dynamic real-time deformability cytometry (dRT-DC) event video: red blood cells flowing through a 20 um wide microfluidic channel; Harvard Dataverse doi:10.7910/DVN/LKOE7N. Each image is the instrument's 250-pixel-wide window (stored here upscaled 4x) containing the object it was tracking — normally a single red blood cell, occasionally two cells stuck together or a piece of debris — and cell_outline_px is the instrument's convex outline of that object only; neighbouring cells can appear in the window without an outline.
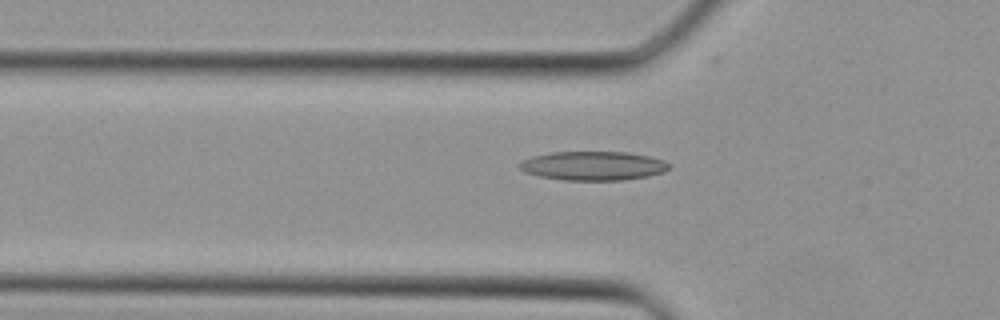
{"species": "Egyptian fruit bat (a non-hibernating species)", "species_latin": "Rousettus aegyptiacus", "temperature_condition": "cold", "stored_images_in_passage": 36, "camera_frame_rate_fps": 3000, "um_per_image_px": 0.085, "animal": {"sex": "female"}, "frame": {"image": 1, "passage_image": 13, "time_ms": 4.0, "image_size_px": [1000, 320], "cell_outline_px": [[668, 168], [664, 172], [648, 176], [624, 180], [564, 180], [540, 176], [524, 172], [520, 168], [520, 164], [524, 160], [532, 156], [552, 152], [628, 152], [648, 156], [664, 160], [668, 164]], "centroid_in_image_um": [50.43, 14.09], "position_along_channel_um": 75.4, "area_um2": 25.09}}
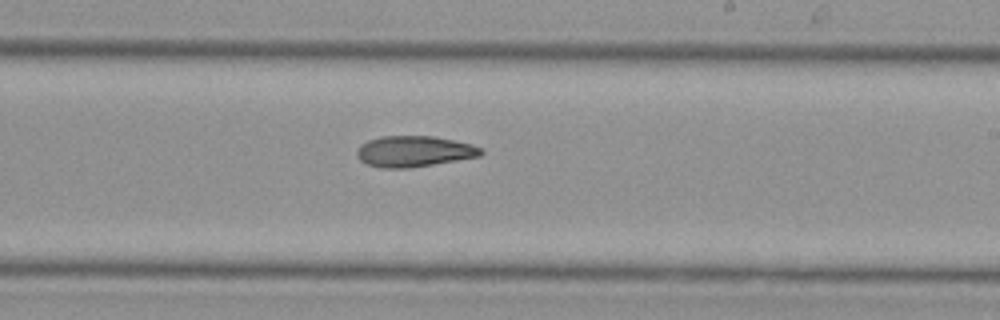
{"frame": {"image": 2, "passage_image": 23, "time_ms": 7.333, "image_size_px": [1000, 320], "cell_outline_px": [[484, 152], [480, 156], [412, 168], [380, 168], [368, 164], [360, 160], [356, 156], [356, 152], [360, 144], [368, 140], [384, 136], [432, 136], [456, 140], [472, 144], [484, 148]], "centroid_in_image_um": [35.22, 12.87], "position_along_channel_um": 253.8, "area_um2": 22.6}}
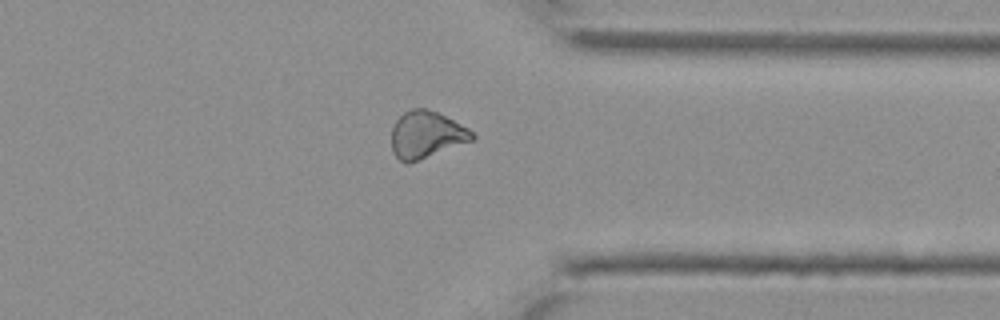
{"frame": {"image": 3, "passage_image": 30, "time_ms": 9.667, "image_size_px": [1000, 320], "cell_outline_px": [[476, 136], [472, 140], [408, 164], [404, 164], [392, 152], [392, 128], [396, 120], [404, 112], [412, 108], [424, 108], [436, 112], [468, 128]], "centroid_in_image_um": [36.2, 11.46], "position_along_channel_um": 375.2, "area_um2": 21.79}}